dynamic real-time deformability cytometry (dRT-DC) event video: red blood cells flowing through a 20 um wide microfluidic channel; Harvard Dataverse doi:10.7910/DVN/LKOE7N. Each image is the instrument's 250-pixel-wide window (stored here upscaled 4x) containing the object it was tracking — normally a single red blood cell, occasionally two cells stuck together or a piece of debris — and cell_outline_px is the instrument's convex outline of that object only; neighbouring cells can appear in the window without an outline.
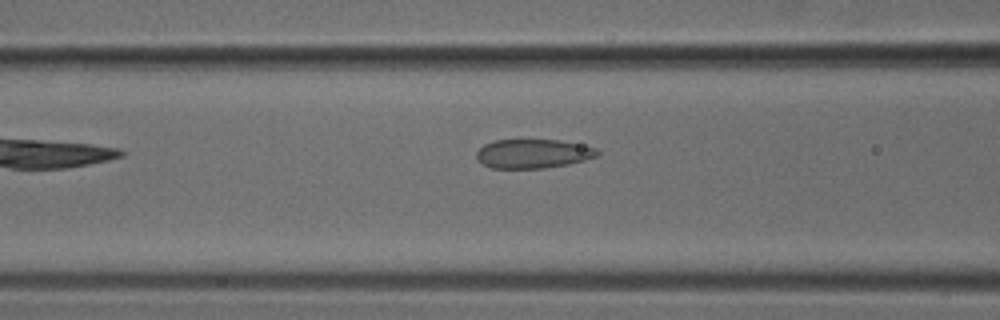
{"species": "common noctule bat (a hibernating species)", "species_latin": "Nyctalus noctula", "temperature_condition": "cold", "stored_images_in_passage": 3, "camera_frame_rate_fps": 3000, "um_per_image_px": 0.085, "animal": {"sex": "male", "body_mass_g": 18.8}, "frame": {"image": 1, "passage_image": 3, "time_ms": 0.667, "image_size_px": [1000, 320], "cell_outline_px": [[600, 156], [568, 164], [544, 168], [492, 168], [484, 164], [476, 156], [476, 152], [484, 144], [496, 140], [560, 140], [596, 148], [600, 152]], "centroid_in_image_um": [45.34, 13.06], "position_along_channel_um": 121.3, "area_um2": 20.35}}